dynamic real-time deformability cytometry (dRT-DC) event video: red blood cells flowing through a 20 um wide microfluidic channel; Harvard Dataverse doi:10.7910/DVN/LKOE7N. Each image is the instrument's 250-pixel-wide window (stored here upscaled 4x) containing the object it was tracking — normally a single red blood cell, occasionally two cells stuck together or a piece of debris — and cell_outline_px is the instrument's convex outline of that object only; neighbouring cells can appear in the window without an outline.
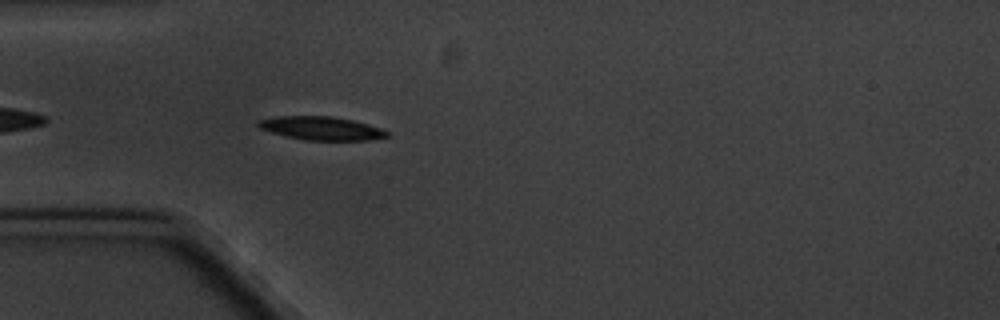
{"species": "common noctule bat (a hibernating species)", "species_latin": "Nyctalus noctula", "temperature_condition": "cold", "stored_images_in_passage": 4, "camera_frame_rate_fps": 3000, "um_per_image_px": 0.085, "animal": {"sex": "male", "body_mass_g": 20.1, "forearm_length_mm": 53.5}, "frame": {"image": 1, "passage_image": 4, "time_ms": 4.333, "image_size_px": [1000, 320], "cell_outline_px": [[388, 136], [368, 140], [304, 140], [272, 132], [260, 128], [256, 124], [256, 120], [276, 116], [332, 116], [352, 120], [368, 124], [380, 128], [388, 132]], "centroid_in_image_um": [27.28, 10.89], "position_along_channel_um": 57.7, "area_um2": 17.46}}